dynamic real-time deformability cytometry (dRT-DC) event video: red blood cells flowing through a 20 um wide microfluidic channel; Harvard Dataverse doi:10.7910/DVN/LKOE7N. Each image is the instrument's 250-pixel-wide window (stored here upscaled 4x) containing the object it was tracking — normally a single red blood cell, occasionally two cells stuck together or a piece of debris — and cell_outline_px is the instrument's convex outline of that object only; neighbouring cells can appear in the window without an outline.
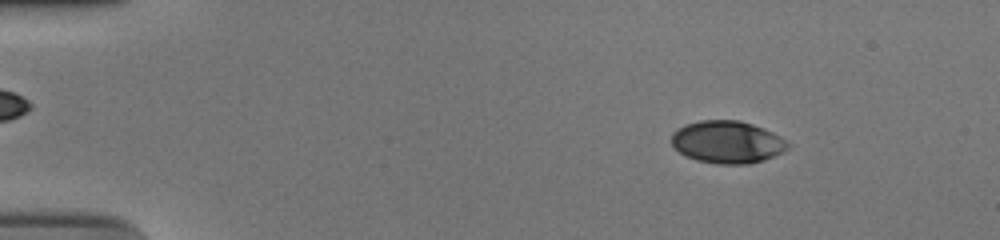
{"species": "human", "species_latin": "Homo sapiens", "temperature_condition": "cold", "stored_images_in_passage": 55, "camera_frame_rate_fps": 3000, "um_per_image_px": 0.085, "donor": {"sex": "male"}, "frame": {"image": 1, "passage_image": 8, "time_ms": 2.333, "image_size_px": [1000, 240], "cell_outline_px": [[792, 144], [784, 152], [764, 160], [748, 164], [720, 164], [696, 160], [684, 156], [672, 144], [672, 132], [684, 124], [700, 120], [740, 120], [764, 128], [780, 136]], "centroid_in_image_um": [61.84, 12.07], "position_along_channel_um": 23.2, "area_um2": 29.02}}
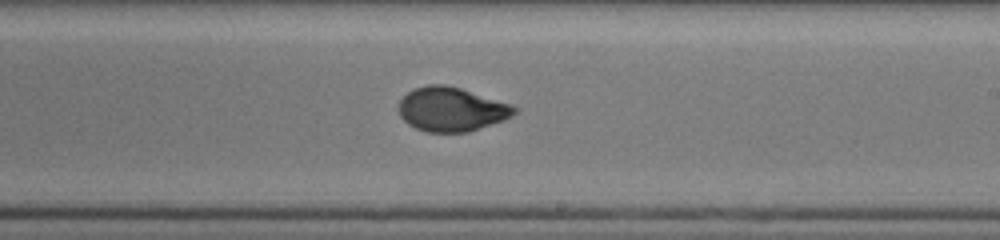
{"frame": {"image": 2, "passage_image": 34, "time_ms": 11.0, "image_size_px": [1000, 240], "cell_outline_px": [[520, 108], [512, 116], [504, 120], [468, 132], [428, 132], [416, 128], [408, 124], [400, 116], [396, 108], [400, 100], [408, 92], [416, 88], [428, 84], [444, 84], [460, 88], [512, 104]], "centroid_in_image_um": [38.37, 9.29], "position_along_channel_um": 250.6, "area_um2": 29.88}}
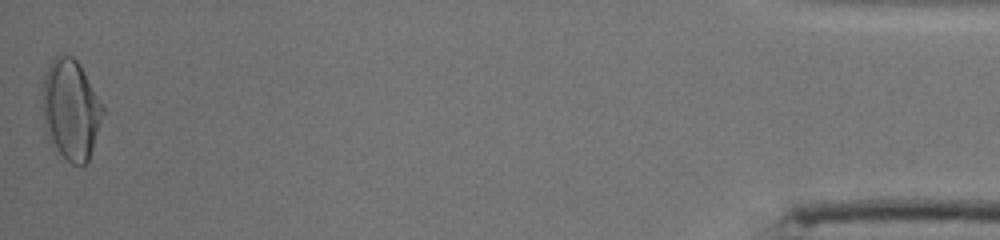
{"frame": {"image": 3, "passage_image": 55, "time_ms": 18.0, "image_size_px": [1000, 240], "cell_outline_px": [[104, 112], [88, 160], [80, 168], [72, 164], [60, 152], [48, 136], [44, 128], [40, 104], [44, 76], [52, 60], [60, 52], [72, 56], [80, 64], [104, 104]], "centroid_in_image_um": [6.0, 9.26], "position_along_channel_um": 429.2, "area_um2": 35.66}, "authors_computed_cell_mechanics": {"area_um2": 29.7092, "velocity_mm_per_s": 3.7667, "shape_relaxation_time_tau1_ms": 6.9486, "shape_relaxation_time_tau2_ms": 0.877, "deformation_change_tau1": 0.2113, "deformation_change_tau2": 0.0438}}